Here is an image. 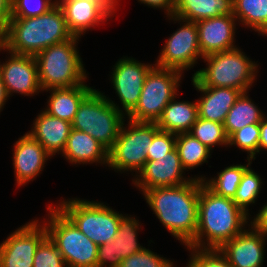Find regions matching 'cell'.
Wrapping results in <instances>:
<instances>
[{"label": "cell", "instance_id": "6da1fadb", "mask_svg": "<svg viewBox=\"0 0 267 267\" xmlns=\"http://www.w3.org/2000/svg\"><path fill=\"white\" fill-rule=\"evenodd\" d=\"M200 179L205 178L195 175L183 185L156 187L142 193L155 216L185 247L194 239L198 226Z\"/></svg>", "mask_w": 267, "mask_h": 267}, {"label": "cell", "instance_id": "7a4b0ae2", "mask_svg": "<svg viewBox=\"0 0 267 267\" xmlns=\"http://www.w3.org/2000/svg\"><path fill=\"white\" fill-rule=\"evenodd\" d=\"M249 218L231 198L216 195L200 179L198 226L194 239L186 247L219 249L247 228Z\"/></svg>", "mask_w": 267, "mask_h": 267}, {"label": "cell", "instance_id": "3957f363", "mask_svg": "<svg viewBox=\"0 0 267 267\" xmlns=\"http://www.w3.org/2000/svg\"><path fill=\"white\" fill-rule=\"evenodd\" d=\"M73 35L56 4L47 13L29 18H11L0 36V51L35 56L49 46L71 39Z\"/></svg>", "mask_w": 267, "mask_h": 267}, {"label": "cell", "instance_id": "277c9868", "mask_svg": "<svg viewBox=\"0 0 267 267\" xmlns=\"http://www.w3.org/2000/svg\"><path fill=\"white\" fill-rule=\"evenodd\" d=\"M79 37L47 47L34 57L38 66L39 83L43 91L68 88L85 83L86 70L77 43Z\"/></svg>", "mask_w": 267, "mask_h": 267}, {"label": "cell", "instance_id": "5b68a950", "mask_svg": "<svg viewBox=\"0 0 267 267\" xmlns=\"http://www.w3.org/2000/svg\"><path fill=\"white\" fill-rule=\"evenodd\" d=\"M94 89L80 104L72 121V128L85 132L109 150L126 121L123 109Z\"/></svg>", "mask_w": 267, "mask_h": 267}, {"label": "cell", "instance_id": "8992f818", "mask_svg": "<svg viewBox=\"0 0 267 267\" xmlns=\"http://www.w3.org/2000/svg\"><path fill=\"white\" fill-rule=\"evenodd\" d=\"M206 68L194 73L203 86L228 87L248 92L253 86L258 65L248 58L240 47L223 52H214L203 57Z\"/></svg>", "mask_w": 267, "mask_h": 267}, {"label": "cell", "instance_id": "52a82bcc", "mask_svg": "<svg viewBox=\"0 0 267 267\" xmlns=\"http://www.w3.org/2000/svg\"><path fill=\"white\" fill-rule=\"evenodd\" d=\"M54 206L47 207L48 220L41 223L44 222L47 235L57 246L67 267H97L98 246Z\"/></svg>", "mask_w": 267, "mask_h": 267}, {"label": "cell", "instance_id": "ba28073f", "mask_svg": "<svg viewBox=\"0 0 267 267\" xmlns=\"http://www.w3.org/2000/svg\"><path fill=\"white\" fill-rule=\"evenodd\" d=\"M97 246L113 240L123 214L103 202L72 198L56 205Z\"/></svg>", "mask_w": 267, "mask_h": 267}, {"label": "cell", "instance_id": "9c48e42d", "mask_svg": "<svg viewBox=\"0 0 267 267\" xmlns=\"http://www.w3.org/2000/svg\"><path fill=\"white\" fill-rule=\"evenodd\" d=\"M128 121L122 124L119 136L108 150L107 165L114 171H133L137 176L147 161L146 153L153 137L160 129L156 122Z\"/></svg>", "mask_w": 267, "mask_h": 267}, {"label": "cell", "instance_id": "30bf717a", "mask_svg": "<svg viewBox=\"0 0 267 267\" xmlns=\"http://www.w3.org/2000/svg\"><path fill=\"white\" fill-rule=\"evenodd\" d=\"M182 72L154 66L147 74L136 107L127 115L137 122H157L163 109L178 95Z\"/></svg>", "mask_w": 267, "mask_h": 267}, {"label": "cell", "instance_id": "8fae6325", "mask_svg": "<svg viewBox=\"0 0 267 267\" xmlns=\"http://www.w3.org/2000/svg\"><path fill=\"white\" fill-rule=\"evenodd\" d=\"M168 18L178 23H185L166 40L155 66L184 73V70L194 67L199 57L201 59L204 57L199 46L196 22L183 20L174 15Z\"/></svg>", "mask_w": 267, "mask_h": 267}, {"label": "cell", "instance_id": "7c38bea8", "mask_svg": "<svg viewBox=\"0 0 267 267\" xmlns=\"http://www.w3.org/2000/svg\"><path fill=\"white\" fill-rule=\"evenodd\" d=\"M46 236L37 218L19 227L0 243V267H33L35 251Z\"/></svg>", "mask_w": 267, "mask_h": 267}, {"label": "cell", "instance_id": "4fadbf2b", "mask_svg": "<svg viewBox=\"0 0 267 267\" xmlns=\"http://www.w3.org/2000/svg\"><path fill=\"white\" fill-rule=\"evenodd\" d=\"M155 64H144L134 58L124 57L118 60L111 72V83L128 115L137 105L145 78Z\"/></svg>", "mask_w": 267, "mask_h": 267}, {"label": "cell", "instance_id": "5bb4252c", "mask_svg": "<svg viewBox=\"0 0 267 267\" xmlns=\"http://www.w3.org/2000/svg\"><path fill=\"white\" fill-rule=\"evenodd\" d=\"M7 61L0 62V74L8 98L13 93L33 96L43 91L38 77V66L34 56L8 52Z\"/></svg>", "mask_w": 267, "mask_h": 267}, {"label": "cell", "instance_id": "9a60e30c", "mask_svg": "<svg viewBox=\"0 0 267 267\" xmlns=\"http://www.w3.org/2000/svg\"><path fill=\"white\" fill-rule=\"evenodd\" d=\"M180 157L175 148L158 160H147L142 170L132 180V183L143 193L147 189L183 185L192 177H184Z\"/></svg>", "mask_w": 267, "mask_h": 267}, {"label": "cell", "instance_id": "2e32d148", "mask_svg": "<svg viewBox=\"0 0 267 267\" xmlns=\"http://www.w3.org/2000/svg\"><path fill=\"white\" fill-rule=\"evenodd\" d=\"M249 228H245L218 249L232 267L263 266L267 236L252 226Z\"/></svg>", "mask_w": 267, "mask_h": 267}, {"label": "cell", "instance_id": "e0dca14e", "mask_svg": "<svg viewBox=\"0 0 267 267\" xmlns=\"http://www.w3.org/2000/svg\"><path fill=\"white\" fill-rule=\"evenodd\" d=\"M139 226L136 218L123 216L113 240L98 246L97 267H119L124 258L141 251L144 247L137 240Z\"/></svg>", "mask_w": 267, "mask_h": 267}, {"label": "cell", "instance_id": "ac0fdd59", "mask_svg": "<svg viewBox=\"0 0 267 267\" xmlns=\"http://www.w3.org/2000/svg\"><path fill=\"white\" fill-rule=\"evenodd\" d=\"M13 168L17 186L36 179L51 156L28 132L13 144Z\"/></svg>", "mask_w": 267, "mask_h": 267}, {"label": "cell", "instance_id": "d6986e66", "mask_svg": "<svg viewBox=\"0 0 267 267\" xmlns=\"http://www.w3.org/2000/svg\"><path fill=\"white\" fill-rule=\"evenodd\" d=\"M236 24L237 19L233 15H220L196 22L201 54L206 56L237 48L234 38Z\"/></svg>", "mask_w": 267, "mask_h": 267}, {"label": "cell", "instance_id": "ffe728a7", "mask_svg": "<svg viewBox=\"0 0 267 267\" xmlns=\"http://www.w3.org/2000/svg\"><path fill=\"white\" fill-rule=\"evenodd\" d=\"M193 86L202 94L197 102L198 117L224 124L226 116L242 93L228 87L203 86L194 76Z\"/></svg>", "mask_w": 267, "mask_h": 267}, {"label": "cell", "instance_id": "44dd1931", "mask_svg": "<svg viewBox=\"0 0 267 267\" xmlns=\"http://www.w3.org/2000/svg\"><path fill=\"white\" fill-rule=\"evenodd\" d=\"M71 129L70 122L54 117L43 110L37 115L28 133L41 143L52 157L56 153L62 154Z\"/></svg>", "mask_w": 267, "mask_h": 267}, {"label": "cell", "instance_id": "7402d4cb", "mask_svg": "<svg viewBox=\"0 0 267 267\" xmlns=\"http://www.w3.org/2000/svg\"><path fill=\"white\" fill-rule=\"evenodd\" d=\"M69 32L81 38L86 31L110 19L96 4L85 0H56Z\"/></svg>", "mask_w": 267, "mask_h": 267}, {"label": "cell", "instance_id": "603a6c76", "mask_svg": "<svg viewBox=\"0 0 267 267\" xmlns=\"http://www.w3.org/2000/svg\"><path fill=\"white\" fill-rule=\"evenodd\" d=\"M72 164H107L108 150L89 134L71 129L66 146L62 152Z\"/></svg>", "mask_w": 267, "mask_h": 267}, {"label": "cell", "instance_id": "cb8c5ba5", "mask_svg": "<svg viewBox=\"0 0 267 267\" xmlns=\"http://www.w3.org/2000/svg\"><path fill=\"white\" fill-rule=\"evenodd\" d=\"M94 89L87 84H81L68 88H52L47 101V107L44 109L48 114L72 123L75 114L81 102Z\"/></svg>", "mask_w": 267, "mask_h": 267}, {"label": "cell", "instance_id": "d4e9b609", "mask_svg": "<svg viewBox=\"0 0 267 267\" xmlns=\"http://www.w3.org/2000/svg\"><path fill=\"white\" fill-rule=\"evenodd\" d=\"M174 97L163 109L156 124L160 130L173 134L187 133L198 118L197 102L177 101Z\"/></svg>", "mask_w": 267, "mask_h": 267}, {"label": "cell", "instance_id": "484cf974", "mask_svg": "<svg viewBox=\"0 0 267 267\" xmlns=\"http://www.w3.org/2000/svg\"><path fill=\"white\" fill-rule=\"evenodd\" d=\"M233 0H175L174 16L187 21L233 15Z\"/></svg>", "mask_w": 267, "mask_h": 267}, {"label": "cell", "instance_id": "4316f807", "mask_svg": "<svg viewBox=\"0 0 267 267\" xmlns=\"http://www.w3.org/2000/svg\"><path fill=\"white\" fill-rule=\"evenodd\" d=\"M247 93L240 94L226 116L223 125L228 138L246 125L260 123L265 116Z\"/></svg>", "mask_w": 267, "mask_h": 267}, {"label": "cell", "instance_id": "83f0119b", "mask_svg": "<svg viewBox=\"0 0 267 267\" xmlns=\"http://www.w3.org/2000/svg\"><path fill=\"white\" fill-rule=\"evenodd\" d=\"M232 5L239 24L267 36V0H233Z\"/></svg>", "mask_w": 267, "mask_h": 267}, {"label": "cell", "instance_id": "f1b7e54d", "mask_svg": "<svg viewBox=\"0 0 267 267\" xmlns=\"http://www.w3.org/2000/svg\"><path fill=\"white\" fill-rule=\"evenodd\" d=\"M247 165H231L217 172V177L203 180L204 184L216 195L233 199L244 172L251 166L252 160L247 159Z\"/></svg>", "mask_w": 267, "mask_h": 267}, {"label": "cell", "instance_id": "f546056e", "mask_svg": "<svg viewBox=\"0 0 267 267\" xmlns=\"http://www.w3.org/2000/svg\"><path fill=\"white\" fill-rule=\"evenodd\" d=\"M176 149L182 167L185 170L197 168L205 162L208 163L207 159L211 156L210 153H212L207 146L188 132L176 134Z\"/></svg>", "mask_w": 267, "mask_h": 267}, {"label": "cell", "instance_id": "4dcf8cb0", "mask_svg": "<svg viewBox=\"0 0 267 267\" xmlns=\"http://www.w3.org/2000/svg\"><path fill=\"white\" fill-rule=\"evenodd\" d=\"M188 133L207 146L211 151L216 145L228 147V136L222 123L198 117Z\"/></svg>", "mask_w": 267, "mask_h": 267}, {"label": "cell", "instance_id": "1f68e13d", "mask_svg": "<svg viewBox=\"0 0 267 267\" xmlns=\"http://www.w3.org/2000/svg\"><path fill=\"white\" fill-rule=\"evenodd\" d=\"M262 179L251 167H249L243 174L241 182L234 198L232 199L236 205L249 215L250 204H255L258 194L261 191Z\"/></svg>", "mask_w": 267, "mask_h": 267}, {"label": "cell", "instance_id": "d6a6232c", "mask_svg": "<svg viewBox=\"0 0 267 267\" xmlns=\"http://www.w3.org/2000/svg\"><path fill=\"white\" fill-rule=\"evenodd\" d=\"M260 123L249 124L235 131L228 138V146L236 145L239 150L246 151L247 159L255 160L259 153Z\"/></svg>", "mask_w": 267, "mask_h": 267}, {"label": "cell", "instance_id": "836d02e7", "mask_svg": "<svg viewBox=\"0 0 267 267\" xmlns=\"http://www.w3.org/2000/svg\"><path fill=\"white\" fill-rule=\"evenodd\" d=\"M33 267H67L57 246L48 235L35 251Z\"/></svg>", "mask_w": 267, "mask_h": 267}, {"label": "cell", "instance_id": "e575fe53", "mask_svg": "<svg viewBox=\"0 0 267 267\" xmlns=\"http://www.w3.org/2000/svg\"><path fill=\"white\" fill-rule=\"evenodd\" d=\"M11 18H29L40 16L53 8L57 1L54 0H11Z\"/></svg>", "mask_w": 267, "mask_h": 267}, {"label": "cell", "instance_id": "d590c367", "mask_svg": "<svg viewBox=\"0 0 267 267\" xmlns=\"http://www.w3.org/2000/svg\"><path fill=\"white\" fill-rule=\"evenodd\" d=\"M190 260L186 267H232L218 249L187 248Z\"/></svg>", "mask_w": 267, "mask_h": 267}, {"label": "cell", "instance_id": "8d00e7d4", "mask_svg": "<svg viewBox=\"0 0 267 267\" xmlns=\"http://www.w3.org/2000/svg\"><path fill=\"white\" fill-rule=\"evenodd\" d=\"M119 267H174V264L144 247L141 251L124 258Z\"/></svg>", "mask_w": 267, "mask_h": 267}, {"label": "cell", "instance_id": "74e56055", "mask_svg": "<svg viewBox=\"0 0 267 267\" xmlns=\"http://www.w3.org/2000/svg\"><path fill=\"white\" fill-rule=\"evenodd\" d=\"M176 148V134L159 130L153 137L146 156L147 160H158Z\"/></svg>", "mask_w": 267, "mask_h": 267}, {"label": "cell", "instance_id": "f35d334b", "mask_svg": "<svg viewBox=\"0 0 267 267\" xmlns=\"http://www.w3.org/2000/svg\"><path fill=\"white\" fill-rule=\"evenodd\" d=\"M12 17L11 0H0V36L6 30Z\"/></svg>", "mask_w": 267, "mask_h": 267}, {"label": "cell", "instance_id": "ab89813d", "mask_svg": "<svg viewBox=\"0 0 267 267\" xmlns=\"http://www.w3.org/2000/svg\"><path fill=\"white\" fill-rule=\"evenodd\" d=\"M152 8H160L165 10L167 16H172L174 14L175 0H138Z\"/></svg>", "mask_w": 267, "mask_h": 267}, {"label": "cell", "instance_id": "60d3db41", "mask_svg": "<svg viewBox=\"0 0 267 267\" xmlns=\"http://www.w3.org/2000/svg\"><path fill=\"white\" fill-rule=\"evenodd\" d=\"M252 226L257 231H261L265 236H267V203L259 210L256 217L248 224Z\"/></svg>", "mask_w": 267, "mask_h": 267}, {"label": "cell", "instance_id": "b9f144b4", "mask_svg": "<svg viewBox=\"0 0 267 267\" xmlns=\"http://www.w3.org/2000/svg\"><path fill=\"white\" fill-rule=\"evenodd\" d=\"M89 3L96 4L109 18L115 13L119 0H85Z\"/></svg>", "mask_w": 267, "mask_h": 267}, {"label": "cell", "instance_id": "7bdbcfd3", "mask_svg": "<svg viewBox=\"0 0 267 267\" xmlns=\"http://www.w3.org/2000/svg\"><path fill=\"white\" fill-rule=\"evenodd\" d=\"M267 150V117L266 115L260 122L259 153L261 150Z\"/></svg>", "mask_w": 267, "mask_h": 267}, {"label": "cell", "instance_id": "ee69618b", "mask_svg": "<svg viewBox=\"0 0 267 267\" xmlns=\"http://www.w3.org/2000/svg\"><path fill=\"white\" fill-rule=\"evenodd\" d=\"M7 99L9 100V98L6 94V91H5V87H4V83L2 81L1 74H0V112L3 110Z\"/></svg>", "mask_w": 267, "mask_h": 267}]
</instances>
